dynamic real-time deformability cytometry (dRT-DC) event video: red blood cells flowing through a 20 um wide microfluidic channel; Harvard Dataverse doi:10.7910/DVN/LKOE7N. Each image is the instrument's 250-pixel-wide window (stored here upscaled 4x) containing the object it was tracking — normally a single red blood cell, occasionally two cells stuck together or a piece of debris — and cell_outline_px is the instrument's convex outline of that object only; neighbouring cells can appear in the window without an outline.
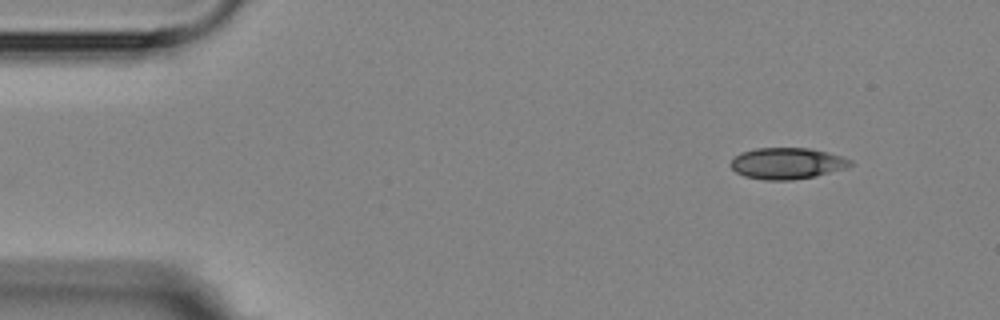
{"species": "Egyptian fruit bat (a non-hibernating species)", "species_latin": "Rousettus aegyptiacus", "temperature_condition": "room temperature", "stored_images_in_passage": 4, "camera_frame_rate_fps": 3000, "um_per_image_px": 0.085, "animal": {"sex": "female"}, "frame": {"image": 1, "passage_image": 1, "time_ms": 0.0, "image_size_px": [1000, 320], "cell_outline_px": [[852, 164], [844, 168], [816, 176], [792, 180], [764, 180], [744, 176], [736, 172], [728, 164], [740, 152], [756, 148], [808, 148], [828, 152], [852, 160]], "centroid_in_image_um": [66.86, 13.89], "position_along_channel_um": 18.1, "area_um2": 21.79}}
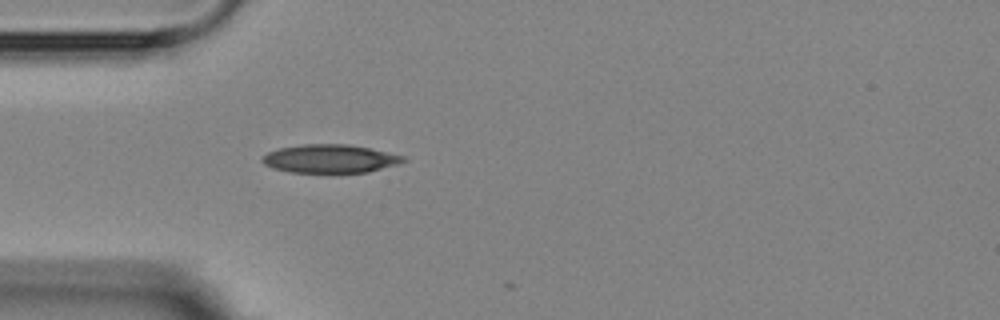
{"frame": {"image": 2, "passage_image": 4, "time_ms": 3.333, "image_size_px": [1000, 320], "cell_outline_px": [[408, 160], [396, 164], [368, 172], [292, 172], [272, 168], [264, 164], [260, 160], [268, 152], [280, 148], [304, 144], [348, 144], [368, 148], [404, 156]], "centroid_in_image_um": [28.03, 13.49], "position_along_channel_um": 57.0, "area_um2": 23.0}}